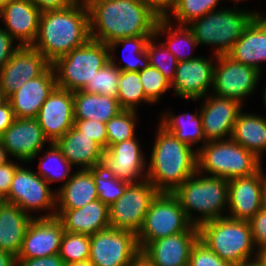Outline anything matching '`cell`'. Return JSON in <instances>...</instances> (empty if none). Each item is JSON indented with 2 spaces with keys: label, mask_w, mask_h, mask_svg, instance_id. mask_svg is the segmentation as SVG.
<instances>
[{
  "label": "cell",
  "mask_w": 266,
  "mask_h": 266,
  "mask_svg": "<svg viewBox=\"0 0 266 266\" xmlns=\"http://www.w3.org/2000/svg\"><path fill=\"white\" fill-rule=\"evenodd\" d=\"M90 39L109 45L118 39L154 36L158 17L140 0H85Z\"/></svg>",
  "instance_id": "1"
},
{
  "label": "cell",
  "mask_w": 266,
  "mask_h": 266,
  "mask_svg": "<svg viewBox=\"0 0 266 266\" xmlns=\"http://www.w3.org/2000/svg\"><path fill=\"white\" fill-rule=\"evenodd\" d=\"M89 39V9L85 0H76L66 8L41 13L38 34L32 47L53 64Z\"/></svg>",
  "instance_id": "2"
},
{
  "label": "cell",
  "mask_w": 266,
  "mask_h": 266,
  "mask_svg": "<svg viewBox=\"0 0 266 266\" xmlns=\"http://www.w3.org/2000/svg\"><path fill=\"white\" fill-rule=\"evenodd\" d=\"M147 165L146 179L159 191L173 193L197 172V150L160 124Z\"/></svg>",
  "instance_id": "3"
},
{
  "label": "cell",
  "mask_w": 266,
  "mask_h": 266,
  "mask_svg": "<svg viewBox=\"0 0 266 266\" xmlns=\"http://www.w3.org/2000/svg\"><path fill=\"white\" fill-rule=\"evenodd\" d=\"M173 194L194 226L199 227L212 219L226 217L222 213L228 209V180L223 177L209 176L197 171ZM195 211L200 213L199 217L193 216Z\"/></svg>",
  "instance_id": "4"
},
{
  "label": "cell",
  "mask_w": 266,
  "mask_h": 266,
  "mask_svg": "<svg viewBox=\"0 0 266 266\" xmlns=\"http://www.w3.org/2000/svg\"><path fill=\"white\" fill-rule=\"evenodd\" d=\"M199 239L234 266L256 260L257 249L249 221L228 217L212 219L199 226Z\"/></svg>",
  "instance_id": "5"
},
{
  "label": "cell",
  "mask_w": 266,
  "mask_h": 266,
  "mask_svg": "<svg viewBox=\"0 0 266 266\" xmlns=\"http://www.w3.org/2000/svg\"><path fill=\"white\" fill-rule=\"evenodd\" d=\"M262 162L232 139L209 141L197 149V171L226 180L254 175Z\"/></svg>",
  "instance_id": "6"
},
{
  "label": "cell",
  "mask_w": 266,
  "mask_h": 266,
  "mask_svg": "<svg viewBox=\"0 0 266 266\" xmlns=\"http://www.w3.org/2000/svg\"><path fill=\"white\" fill-rule=\"evenodd\" d=\"M259 12L234 9H220L208 12L193 20L187 26L192 30L198 46H215L214 56L226 55L242 36L246 26Z\"/></svg>",
  "instance_id": "7"
},
{
  "label": "cell",
  "mask_w": 266,
  "mask_h": 266,
  "mask_svg": "<svg viewBox=\"0 0 266 266\" xmlns=\"http://www.w3.org/2000/svg\"><path fill=\"white\" fill-rule=\"evenodd\" d=\"M108 61L109 45L89 39L52 64L57 87L72 92L82 90Z\"/></svg>",
  "instance_id": "8"
},
{
  "label": "cell",
  "mask_w": 266,
  "mask_h": 266,
  "mask_svg": "<svg viewBox=\"0 0 266 266\" xmlns=\"http://www.w3.org/2000/svg\"><path fill=\"white\" fill-rule=\"evenodd\" d=\"M193 227L178 198L173 193L159 192L151 202L137 234L139 249L141 251L149 242L190 231Z\"/></svg>",
  "instance_id": "9"
},
{
  "label": "cell",
  "mask_w": 266,
  "mask_h": 266,
  "mask_svg": "<svg viewBox=\"0 0 266 266\" xmlns=\"http://www.w3.org/2000/svg\"><path fill=\"white\" fill-rule=\"evenodd\" d=\"M158 193L147 179L130 183L124 194L109 206L110 227L137 235L150 204Z\"/></svg>",
  "instance_id": "10"
},
{
  "label": "cell",
  "mask_w": 266,
  "mask_h": 266,
  "mask_svg": "<svg viewBox=\"0 0 266 266\" xmlns=\"http://www.w3.org/2000/svg\"><path fill=\"white\" fill-rule=\"evenodd\" d=\"M6 202L16 204L23 211H51L40 214L39 217H54L56 215V193L37 172L19 166L13 176ZM54 210V211H53Z\"/></svg>",
  "instance_id": "11"
},
{
  "label": "cell",
  "mask_w": 266,
  "mask_h": 266,
  "mask_svg": "<svg viewBox=\"0 0 266 266\" xmlns=\"http://www.w3.org/2000/svg\"><path fill=\"white\" fill-rule=\"evenodd\" d=\"M140 253L137 235L108 228L90 235L89 260L95 266H131Z\"/></svg>",
  "instance_id": "12"
},
{
  "label": "cell",
  "mask_w": 266,
  "mask_h": 266,
  "mask_svg": "<svg viewBox=\"0 0 266 266\" xmlns=\"http://www.w3.org/2000/svg\"><path fill=\"white\" fill-rule=\"evenodd\" d=\"M215 57L212 93L243 104L246 96L253 94L256 89L261 72L251 66L236 62L227 55Z\"/></svg>",
  "instance_id": "13"
},
{
  "label": "cell",
  "mask_w": 266,
  "mask_h": 266,
  "mask_svg": "<svg viewBox=\"0 0 266 266\" xmlns=\"http://www.w3.org/2000/svg\"><path fill=\"white\" fill-rule=\"evenodd\" d=\"M138 138L112 144L103 151L100 167L108 174L128 183L146 180V157Z\"/></svg>",
  "instance_id": "14"
},
{
  "label": "cell",
  "mask_w": 266,
  "mask_h": 266,
  "mask_svg": "<svg viewBox=\"0 0 266 266\" xmlns=\"http://www.w3.org/2000/svg\"><path fill=\"white\" fill-rule=\"evenodd\" d=\"M266 205L262 168L254 175L228 180V214L235 220L249 221Z\"/></svg>",
  "instance_id": "15"
},
{
  "label": "cell",
  "mask_w": 266,
  "mask_h": 266,
  "mask_svg": "<svg viewBox=\"0 0 266 266\" xmlns=\"http://www.w3.org/2000/svg\"><path fill=\"white\" fill-rule=\"evenodd\" d=\"M51 63L32 46H19L0 68V91L8 98L27 81L40 76Z\"/></svg>",
  "instance_id": "16"
},
{
  "label": "cell",
  "mask_w": 266,
  "mask_h": 266,
  "mask_svg": "<svg viewBox=\"0 0 266 266\" xmlns=\"http://www.w3.org/2000/svg\"><path fill=\"white\" fill-rule=\"evenodd\" d=\"M0 142L8 155L25 163L34 160L50 143L36 118H16L0 136Z\"/></svg>",
  "instance_id": "17"
},
{
  "label": "cell",
  "mask_w": 266,
  "mask_h": 266,
  "mask_svg": "<svg viewBox=\"0 0 266 266\" xmlns=\"http://www.w3.org/2000/svg\"><path fill=\"white\" fill-rule=\"evenodd\" d=\"M210 95V96H209ZM199 112L205 141L231 139L234 124L243 105L234 99L218 97L214 94L204 96ZM229 138H226V137Z\"/></svg>",
  "instance_id": "18"
},
{
  "label": "cell",
  "mask_w": 266,
  "mask_h": 266,
  "mask_svg": "<svg viewBox=\"0 0 266 266\" xmlns=\"http://www.w3.org/2000/svg\"><path fill=\"white\" fill-rule=\"evenodd\" d=\"M214 65L213 60L203 56L178 62L171 88L180 98L195 101L203 99L213 88Z\"/></svg>",
  "instance_id": "19"
},
{
  "label": "cell",
  "mask_w": 266,
  "mask_h": 266,
  "mask_svg": "<svg viewBox=\"0 0 266 266\" xmlns=\"http://www.w3.org/2000/svg\"><path fill=\"white\" fill-rule=\"evenodd\" d=\"M65 230L56 217H34L16 258H41L59 254Z\"/></svg>",
  "instance_id": "20"
},
{
  "label": "cell",
  "mask_w": 266,
  "mask_h": 266,
  "mask_svg": "<svg viewBox=\"0 0 266 266\" xmlns=\"http://www.w3.org/2000/svg\"><path fill=\"white\" fill-rule=\"evenodd\" d=\"M36 120L49 142L55 143L74 126L73 92L56 87L41 106Z\"/></svg>",
  "instance_id": "21"
},
{
  "label": "cell",
  "mask_w": 266,
  "mask_h": 266,
  "mask_svg": "<svg viewBox=\"0 0 266 266\" xmlns=\"http://www.w3.org/2000/svg\"><path fill=\"white\" fill-rule=\"evenodd\" d=\"M199 239V227L149 242L140 252L154 266H188L193 245Z\"/></svg>",
  "instance_id": "22"
},
{
  "label": "cell",
  "mask_w": 266,
  "mask_h": 266,
  "mask_svg": "<svg viewBox=\"0 0 266 266\" xmlns=\"http://www.w3.org/2000/svg\"><path fill=\"white\" fill-rule=\"evenodd\" d=\"M56 87V75L51 64L40 76L27 81L7 98L15 118H36L41 106Z\"/></svg>",
  "instance_id": "23"
},
{
  "label": "cell",
  "mask_w": 266,
  "mask_h": 266,
  "mask_svg": "<svg viewBox=\"0 0 266 266\" xmlns=\"http://www.w3.org/2000/svg\"><path fill=\"white\" fill-rule=\"evenodd\" d=\"M41 11L29 0H14L0 10L4 29L20 46H32L39 29Z\"/></svg>",
  "instance_id": "24"
},
{
  "label": "cell",
  "mask_w": 266,
  "mask_h": 266,
  "mask_svg": "<svg viewBox=\"0 0 266 266\" xmlns=\"http://www.w3.org/2000/svg\"><path fill=\"white\" fill-rule=\"evenodd\" d=\"M226 55L263 73L261 64L266 63V17L263 14L252 19Z\"/></svg>",
  "instance_id": "25"
},
{
  "label": "cell",
  "mask_w": 266,
  "mask_h": 266,
  "mask_svg": "<svg viewBox=\"0 0 266 266\" xmlns=\"http://www.w3.org/2000/svg\"><path fill=\"white\" fill-rule=\"evenodd\" d=\"M55 216L68 233L93 235L110 228L109 206L99 199L78 209H56Z\"/></svg>",
  "instance_id": "26"
},
{
  "label": "cell",
  "mask_w": 266,
  "mask_h": 266,
  "mask_svg": "<svg viewBox=\"0 0 266 266\" xmlns=\"http://www.w3.org/2000/svg\"><path fill=\"white\" fill-rule=\"evenodd\" d=\"M55 144L72 166L81 169L100 167L104 149L91 137L81 132L75 125Z\"/></svg>",
  "instance_id": "27"
},
{
  "label": "cell",
  "mask_w": 266,
  "mask_h": 266,
  "mask_svg": "<svg viewBox=\"0 0 266 266\" xmlns=\"http://www.w3.org/2000/svg\"><path fill=\"white\" fill-rule=\"evenodd\" d=\"M26 213L16 204L4 202L0 205V249L17 257L26 230L36 217Z\"/></svg>",
  "instance_id": "28"
},
{
  "label": "cell",
  "mask_w": 266,
  "mask_h": 266,
  "mask_svg": "<svg viewBox=\"0 0 266 266\" xmlns=\"http://www.w3.org/2000/svg\"><path fill=\"white\" fill-rule=\"evenodd\" d=\"M98 193L92 169H78L56 192L57 209H78L97 200Z\"/></svg>",
  "instance_id": "29"
},
{
  "label": "cell",
  "mask_w": 266,
  "mask_h": 266,
  "mask_svg": "<svg viewBox=\"0 0 266 266\" xmlns=\"http://www.w3.org/2000/svg\"><path fill=\"white\" fill-rule=\"evenodd\" d=\"M75 120H96L103 123L117 116L123 109L117 98L83 90L73 92Z\"/></svg>",
  "instance_id": "30"
},
{
  "label": "cell",
  "mask_w": 266,
  "mask_h": 266,
  "mask_svg": "<svg viewBox=\"0 0 266 266\" xmlns=\"http://www.w3.org/2000/svg\"><path fill=\"white\" fill-rule=\"evenodd\" d=\"M231 139L253 153L262 161L266 150V118L261 115L239 113L234 124Z\"/></svg>",
  "instance_id": "31"
},
{
  "label": "cell",
  "mask_w": 266,
  "mask_h": 266,
  "mask_svg": "<svg viewBox=\"0 0 266 266\" xmlns=\"http://www.w3.org/2000/svg\"><path fill=\"white\" fill-rule=\"evenodd\" d=\"M158 124L172 133L179 141L191 147L198 144L199 141H202L203 145L206 143L202 127V117L198 111L194 114L184 113L176 116L173 112L171 114L170 111H165Z\"/></svg>",
  "instance_id": "32"
},
{
  "label": "cell",
  "mask_w": 266,
  "mask_h": 266,
  "mask_svg": "<svg viewBox=\"0 0 266 266\" xmlns=\"http://www.w3.org/2000/svg\"><path fill=\"white\" fill-rule=\"evenodd\" d=\"M170 20L171 19L167 18L158 19L155 26L154 36L157 38L159 35H168L167 40L162 44L176 57L178 62L196 58L197 56L193 57L191 54L187 55L184 53L185 47L187 49L191 47L197 48L198 44L194 38L192 30L187 25L177 24L175 27Z\"/></svg>",
  "instance_id": "33"
},
{
  "label": "cell",
  "mask_w": 266,
  "mask_h": 266,
  "mask_svg": "<svg viewBox=\"0 0 266 266\" xmlns=\"http://www.w3.org/2000/svg\"><path fill=\"white\" fill-rule=\"evenodd\" d=\"M153 36H137V37H127L118 39L117 41H114L109 44V51H110V61L118 67L121 71H127V72H139L141 70H144L149 66V58L147 55V52L145 50L147 41ZM123 46V59L125 63L121 66L116 64L117 62L114 59V52L115 49H117L119 46ZM124 50L130 51V54L133 55L132 58L127 57L129 55H126L124 53Z\"/></svg>",
  "instance_id": "34"
},
{
  "label": "cell",
  "mask_w": 266,
  "mask_h": 266,
  "mask_svg": "<svg viewBox=\"0 0 266 266\" xmlns=\"http://www.w3.org/2000/svg\"><path fill=\"white\" fill-rule=\"evenodd\" d=\"M49 150L40 157L38 175L42 177L49 185L51 182L64 181L62 186L71 178L72 165L62 155L61 150L55 143H49Z\"/></svg>",
  "instance_id": "35"
},
{
  "label": "cell",
  "mask_w": 266,
  "mask_h": 266,
  "mask_svg": "<svg viewBox=\"0 0 266 266\" xmlns=\"http://www.w3.org/2000/svg\"><path fill=\"white\" fill-rule=\"evenodd\" d=\"M117 100L123 110L137 111V105L142 102L153 104L145 95L139 72L121 71Z\"/></svg>",
  "instance_id": "36"
},
{
  "label": "cell",
  "mask_w": 266,
  "mask_h": 266,
  "mask_svg": "<svg viewBox=\"0 0 266 266\" xmlns=\"http://www.w3.org/2000/svg\"><path fill=\"white\" fill-rule=\"evenodd\" d=\"M220 0H174L172 15L178 25H188L193 20L203 17L208 12L216 10Z\"/></svg>",
  "instance_id": "37"
},
{
  "label": "cell",
  "mask_w": 266,
  "mask_h": 266,
  "mask_svg": "<svg viewBox=\"0 0 266 266\" xmlns=\"http://www.w3.org/2000/svg\"><path fill=\"white\" fill-rule=\"evenodd\" d=\"M137 111L123 110L106 122L107 148L116 143L130 140L135 136Z\"/></svg>",
  "instance_id": "38"
},
{
  "label": "cell",
  "mask_w": 266,
  "mask_h": 266,
  "mask_svg": "<svg viewBox=\"0 0 266 266\" xmlns=\"http://www.w3.org/2000/svg\"><path fill=\"white\" fill-rule=\"evenodd\" d=\"M156 40L158 39L155 36L151 37L145 47L149 58V66L159 70L165 78L172 82L175 77L178 61L160 41L157 44Z\"/></svg>",
  "instance_id": "39"
},
{
  "label": "cell",
  "mask_w": 266,
  "mask_h": 266,
  "mask_svg": "<svg viewBox=\"0 0 266 266\" xmlns=\"http://www.w3.org/2000/svg\"><path fill=\"white\" fill-rule=\"evenodd\" d=\"M120 73L121 70L111 61H108L98 70L92 82L86 84L82 90L87 93L108 95L117 98Z\"/></svg>",
  "instance_id": "40"
},
{
  "label": "cell",
  "mask_w": 266,
  "mask_h": 266,
  "mask_svg": "<svg viewBox=\"0 0 266 266\" xmlns=\"http://www.w3.org/2000/svg\"><path fill=\"white\" fill-rule=\"evenodd\" d=\"M93 179L96 184L98 199L108 206L116 202L130 184L106 173L101 167L93 168Z\"/></svg>",
  "instance_id": "41"
},
{
  "label": "cell",
  "mask_w": 266,
  "mask_h": 266,
  "mask_svg": "<svg viewBox=\"0 0 266 266\" xmlns=\"http://www.w3.org/2000/svg\"><path fill=\"white\" fill-rule=\"evenodd\" d=\"M90 235L64 232L59 256L65 265L89 259Z\"/></svg>",
  "instance_id": "42"
},
{
  "label": "cell",
  "mask_w": 266,
  "mask_h": 266,
  "mask_svg": "<svg viewBox=\"0 0 266 266\" xmlns=\"http://www.w3.org/2000/svg\"><path fill=\"white\" fill-rule=\"evenodd\" d=\"M139 77L146 97L155 104L171 88V82L152 66L139 71Z\"/></svg>",
  "instance_id": "43"
},
{
  "label": "cell",
  "mask_w": 266,
  "mask_h": 266,
  "mask_svg": "<svg viewBox=\"0 0 266 266\" xmlns=\"http://www.w3.org/2000/svg\"><path fill=\"white\" fill-rule=\"evenodd\" d=\"M188 266H234L222 260L215 252L211 251L203 241L198 239L193 245Z\"/></svg>",
  "instance_id": "44"
},
{
  "label": "cell",
  "mask_w": 266,
  "mask_h": 266,
  "mask_svg": "<svg viewBox=\"0 0 266 266\" xmlns=\"http://www.w3.org/2000/svg\"><path fill=\"white\" fill-rule=\"evenodd\" d=\"M74 125L85 135L91 137L104 150L107 149L106 124L96 120H75Z\"/></svg>",
  "instance_id": "45"
},
{
  "label": "cell",
  "mask_w": 266,
  "mask_h": 266,
  "mask_svg": "<svg viewBox=\"0 0 266 266\" xmlns=\"http://www.w3.org/2000/svg\"><path fill=\"white\" fill-rule=\"evenodd\" d=\"M256 249L266 248V205L249 220Z\"/></svg>",
  "instance_id": "46"
},
{
  "label": "cell",
  "mask_w": 266,
  "mask_h": 266,
  "mask_svg": "<svg viewBox=\"0 0 266 266\" xmlns=\"http://www.w3.org/2000/svg\"><path fill=\"white\" fill-rule=\"evenodd\" d=\"M15 42L7 31L0 28V68L10 60L14 52L19 48L20 45H14Z\"/></svg>",
  "instance_id": "47"
},
{
  "label": "cell",
  "mask_w": 266,
  "mask_h": 266,
  "mask_svg": "<svg viewBox=\"0 0 266 266\" xmlns=\"http://www.w3.org/2000/svg\"><path fill=\"white\" fill-rule=\"evenodd\" d=\"M21 164H16L13 160L7 162L6 164L0 166V194L5 198L8 195V192L11 187L13 176L16 169Z\"/></svg>",
  "instance_id": "48"
},
{
  "label": "cell",
  "mask_w": 266,
  "mask_h": 266,
  "mask_svg": "<svg viewBox=\"0 0 266 266\" xmlns=\"http://www.w3.org/2000/svg\"><path fill=\"white\" fill-rule=\"evenodd\" d=\"M16 266H65L59 254L41 258H16Z\"/></svg>",
  "instance_id": "49"
},
{
  "label": "cell",
  "mask_w": 266,
  "mask_h": 266,
  "mask_svg": "<svg viewBox=\"0 0 266 266\" xmlns=\"http://www.w3.org/2000/svg\"><path fill=\"white\" fill-rule=\"evenodd\" d=\"M159 19L167 18L172 12L174 0H140Z\"/></svg>",
  "instance_id": "50"
},
{
  "label": "cell",
  "mask_w": 266,
  "mask_h": 266,
  "mask_svg": "<svg viewBox=\"0 0 266 266\" xmlns=\"http://www.w3.org/2000/svg\"><path fill=\"white\" fill-rule=\"evenodd\" d=\"M41 12L59 10L71 6L76 0H29Z\"/></svg>",
  "instance_id": "51"
},
{
  "label": "cell",
  "mask_w": 266,
  "mask_h": 266,
  "mask_svg": "<svg viewBox=\"0 0 266 266\" xmlns=\"http://www.w3.org/2000/svg\"><path fill=\"white\" fill-rule=\"evenodd\" d=\"M15 115L10 102L7 100L0 106V136L14 122Z\"/></svg>",
  "instance_id": "52"
},
{
  "label": "cell",
  "mask_w": 266,
  "mask_h": 266,
  "mask_svg": "<svg viewBox=\"0 0 266 266\" xmlns=\"http://www.w3.org/2000/svg\"><path fill=\"white\" fill-rule=\"evenodd\" d=\"M0 266H16V257L0 249Z\"/></svg>",
  "instance_id": "53"
},
{
  "label": "cell",
  "mask_w": 266,
  "mask_h": 266,
  "mask_svg": "<svg viewBox=\"0 0 266 266\" xmlns=\"http://www.w3.org/2000/svg\"><path fill=\"white\" fill-rule=\"evenodd\" d=\"M131 266H154L141 252L134 258Z\"/></svg>",
  "instance_id": "54"
},
{
  "label": "cell",
  "mask_w": 266,
  "mask_h": 266,
  "mask_svg": "<svg viewBox=\"0 0 266 266\" xmlns=\"http://www.w3.org/2000/svg\"><path fill=\"white\" fill-rule=\"evenodd\" d=\"M9 161L10 159L8 158V153L0 142V166L6 164Z\"/></svg>",
  "instance_id": "55"
},
{
  "label": "cell",
  "mask_w": 266,
  "mask_h": 266,
  "mask_svg": "<svg viewBox=\"0 0 266 266\" xmlns=\"http://www.w3.org/2000/svg\"><path fill=\"white\" fill-rule=\"evenodd\" d=\"M256 260L262 265L266 266V248L257 250Z\"/></svg>",
  "instance_id": "56"
},
{
  "label": "cell",
  "mask_w": 266,
  "mask_h": 266,
  "mask_svg": "<svg viewBox=\"0 0 266 266\" xmlns=\"http://www.w3.org/2000/svg\"><path fill=\"white\" fill-rule=\"evenodd\" d=\"M65 266H95L89 259L79 262L69 263Z\"/></svg>",
  "instance_id": "57"
},
{
  "label": "cell",
  "mask_w": 266,
  "mask_h": 266,
  "mask_svg": "<svg viewBox=\"0 0 266 266\" xmlns=\"http://www.w3.org/2000/svg\"><path fill=\"white\" fill-rule=\"evenodd\" d=\"M241 266H262V265L257 260H253V261L246 262L242 264Z\"/></svg>",
  "instance_id": "58"
},
{
  "label": "cell",
  "mask_w": 266,
  "mask_h": 266,
  "mask_svg": "<svg viewBox=\"0 0 266 266\" xmlns=\"http://www.w3.org/2000/svg\"><path fill=\"white\" fill-rule=\"evenodd\" d=\"M7 101V98L4 96V94L0 91V106L4 104Z\"/></svg>",
  "instance_id": "59"
},
{
  "label": "cell",
  "mask_w": 266,
  "mask_h": 266,
  "mask_svg": "<svg viewBox=\"0 0 266 266\" xmlns=\"http://www.w3.org/2000/svg\"><path fill=\"white\" fill-rule=\"evenodd\" d=\"M11 1H14V0H0V10L3 8L4 5H6L7 3H10Z\"/></svg>",
  "instance_id": "60"
},
{
  "label": "cell",
  "mask_w": 266,
  "mask_h": 266,
  "mask_svg": "<svg viewBox=\"0 0 266 266\" xmlns=\"http://www.w3.org/2000/svg\"><path fill=\"white\" fill-rule=\"evenodd\" d=\"M263 103H264V106L266 107V86H265L264 92H263Z\"/></svg>",
  "instance_id": "61"
},
{
  "label": "cell",
  "mask_w": 266,
  "mask_h": 266,
  "mask_svg": "<svg viewBox=\"0 0 266 266\" xmlns=\"http://www.w3.org/2000/svg\"><path fill=\"white\" fill-rule=\"evenodd\" d=\"M5 202L4 197L0 194V205H2Z\"/></svg>",
  "instance_id": "62"
},
{
  "label": "cell",
  "mask_w": 266,
  "mask_h": 266,
  "mask_svg": "<svg viewBox=\"0 0 266 266\" xmlns=\"http://www.w3.org/2000/svg\"><path fill=\"white\" fill-rule=\"evenodd\" d=\"M264 182H265V196H266V174H264Z\"/></svg>",
  "instance_id": "63"
},
{
  "label": "cell",
  "mask_w": 266,
  "mask_h": 266,
  "mask_svg": "<svg viewBox=\"0 0 266 266\" xmlns=\"http://www.w3.org/2000/svg\"><path fill=\"white\" fill-rule=\"evenodd\" d=\"M234 2H241V1H243V0H233ZM244 1H246V0H244Z\"/></svg>",
  "instance_id": "64"
}]
</instances>
